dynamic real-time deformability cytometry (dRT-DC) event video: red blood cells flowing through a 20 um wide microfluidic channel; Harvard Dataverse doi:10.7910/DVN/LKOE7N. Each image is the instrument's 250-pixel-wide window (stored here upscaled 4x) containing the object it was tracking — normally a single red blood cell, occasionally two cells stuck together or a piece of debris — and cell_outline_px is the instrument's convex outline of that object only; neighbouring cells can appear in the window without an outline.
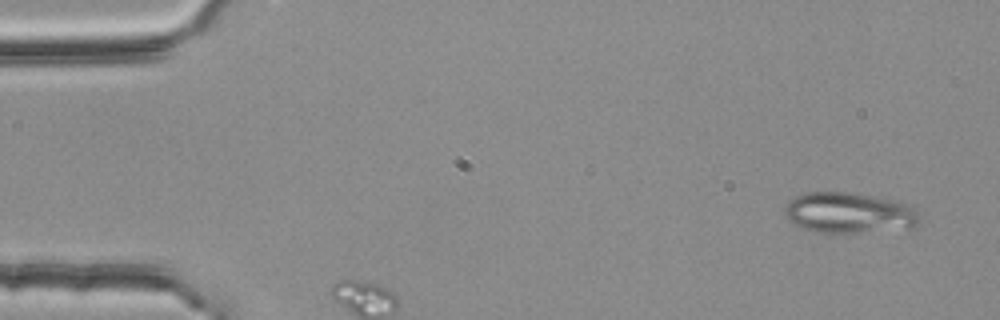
{"species": "common noctule bat (a hibernating species)", "species_latin": "Nyctalus noctula", "temperature_condition": "room temperature", "stored_images_in_passage": 4, "camera_frame_rate_fps": 3000, "um_per_image_px": 0.085, "animal": {"sex": "female", "body_mass_g": 25.1}, "frame": {"image": 1, "passage_image": 1, "time_ms": 0.0, "image_size_px": [1000, 320], "cell_outline_px": [[916, 224], [912, 228], [852, 232], [820, 232], [804, 228], [792, 224], [784, 216], [784, 208], [788, 200], [796, 196], [808, 192], [848, 192], [900, 200], [908, 204], [916, 212]], "centroid_in_image_um": [72.1, 18.07], "position_along_channel_um": 12.9, "area_um2": 31.79}}